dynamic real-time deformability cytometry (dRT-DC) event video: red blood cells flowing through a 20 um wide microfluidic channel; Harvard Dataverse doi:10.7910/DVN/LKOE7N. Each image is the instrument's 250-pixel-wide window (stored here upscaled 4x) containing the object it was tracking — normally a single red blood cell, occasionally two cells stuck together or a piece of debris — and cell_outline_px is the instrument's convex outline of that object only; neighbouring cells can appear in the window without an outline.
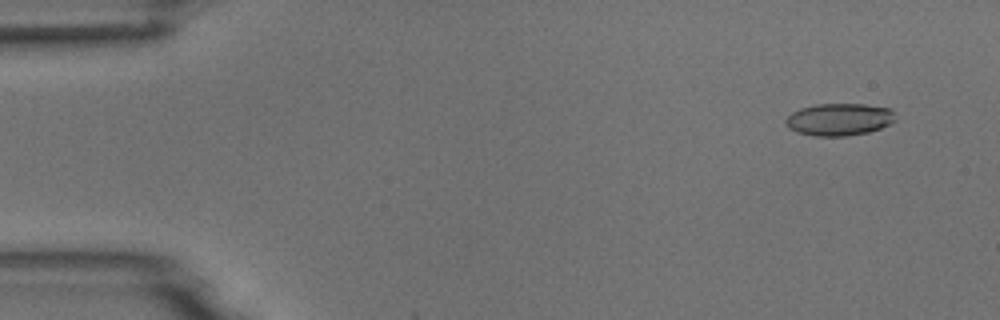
{"species": "common noctule bat (a hibernating species)", "species_latin": "Nyctalus noctula", "temperature_condition": "room temperature", "stored_images_in_passage": 2, "camera_frame_rate_fps": 3000, "um_per_image_px": 0.085, "animal": {"sex": "male", "body_mass_g": 18.8}, "frame": {"image": 1, "passage_image": 1, "time_ms": 0.0, "image_size_px": [1000, 320], "cell_outline_px": [[896, 120], [880, 128], [868, 132], [844, 136], [816, 136], [796, 132], [788, 128], [784, 124], [784, 120], [792, 112], [800, 108], [816, 104], [864, 104], [892, 108]], "centroid_in_image_um": [71.31, 10.14], "position_along_channel_um": 13.7, "area_um2": 20.75}}